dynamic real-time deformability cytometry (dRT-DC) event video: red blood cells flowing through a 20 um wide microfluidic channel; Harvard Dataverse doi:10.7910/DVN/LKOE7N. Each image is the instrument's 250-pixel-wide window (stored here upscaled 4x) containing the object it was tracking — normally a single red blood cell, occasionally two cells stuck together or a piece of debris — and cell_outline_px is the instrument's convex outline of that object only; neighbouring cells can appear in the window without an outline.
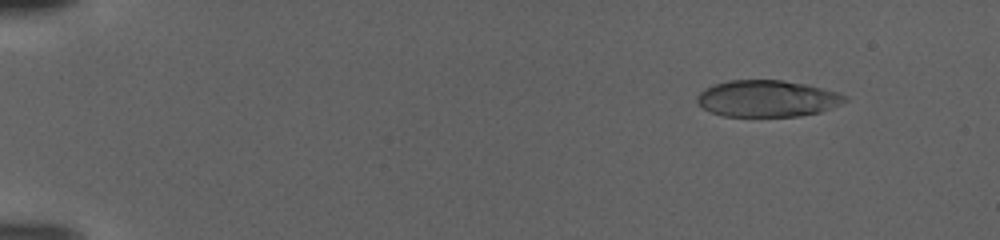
{"species": "human", "species_latin": "Homo sapiens", "temperature_condition": "warm", "stored_images_in_passage": 108, "camera_frame_rate_fps": 3000, "um_per_image_px": 0.085, "donor": {"sex": "female"}, "frame": {"image": 1, "passage_image": 13, "time_ms": 4.0, "image_size_px": [1000, 240], "cell_outline_px": [[848, 100], [832, 108], [820, 112], [800, 116], [724, 116], [712, 112], [696, 104], [696, 96], [700, 92], [716, 84], [728, 80], [780, 80], [804, 84], [836, 92], [848, 96]], "centroid_in_image_um": [65.21, 8.38], "position_along_channel_um": 19.8, "area_um2": 31.33}}
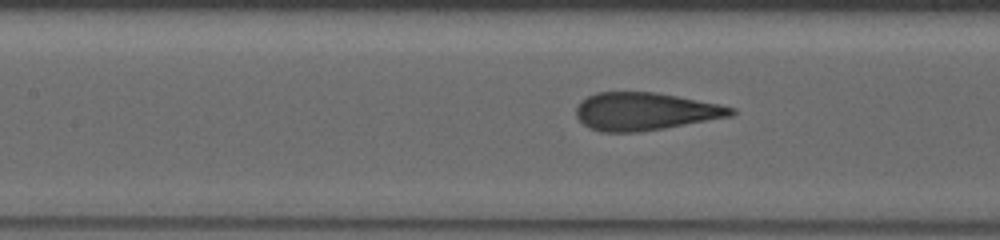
{"frame": {"image": 2, "passage_image": 53, "time_ms": 17.333, "image_size_px": [1000, 240], "cell_outline_px": [[736, 112], [732, 116], [664, 128], [640, 132], [600, 132], [588, 128], [576, 116], [576, 108], [580, 100], [596, 92], [656, 92], [720, 104], [736, 108]], "centroid_in_image_um": [54.82, 9.47], "position_along_channel_um": 152.6, "area_um2": 34.22}}
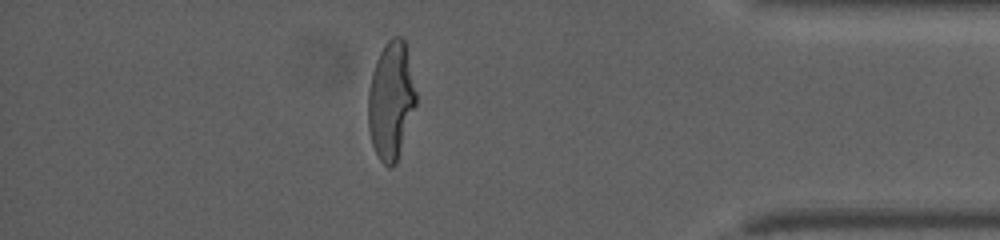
{"frame": {"image": 3, "passage_image": 95, "time_ms": 31.333, "image_size_px": [1000, 240], "cell_outline_px": [[416, 104], [396, 164], [392, 168], [388, 168], [380, 160], [372, 144], [368, 128], [368, 92], [372, 72], [376, 60], [384, 44], [392, 36], [400, 36], [404, 40], [416, 92]], "centroid_in_image_um": [33.22, 8.56], "position_along_channel_um": 402.0, "area_um2": 32.71}}